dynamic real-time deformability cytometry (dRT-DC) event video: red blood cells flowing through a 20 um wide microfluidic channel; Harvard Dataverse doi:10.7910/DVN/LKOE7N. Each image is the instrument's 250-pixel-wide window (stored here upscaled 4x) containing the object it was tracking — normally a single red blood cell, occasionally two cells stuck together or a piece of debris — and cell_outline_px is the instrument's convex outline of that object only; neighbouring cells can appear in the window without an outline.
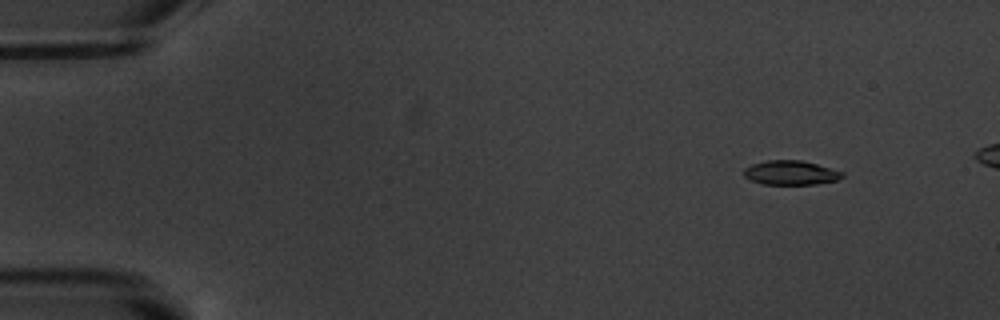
{"species": "common noctule bat (a hibernating species)", "species_latin": "Nyctalus noctula", "temperature_condition": "warm", "stored_images_in_passage": 5, "camera_frame_rate_fps": 3000, "um_per_image_px": 0.085, "animal": {"sex": "male", "body_mass_g": 20.1, "forearm_length_mm": 53.5}, "frame": {"image": 1, "passage_image": 2, "time_ms": 1.0, "image_size_px": [1000, 320], "cell_outline_px": [[844, 176], [836, 180], [816, 184], [760, 184], [744, 176], [744, 168], [752, 164], [768, 160], [800, 160], [816, 164], [844, 172]], "centroid_in_image_um": [67.2, 14.68], "position_along_channel_um": 17.8, "area_um2": 13.81}}